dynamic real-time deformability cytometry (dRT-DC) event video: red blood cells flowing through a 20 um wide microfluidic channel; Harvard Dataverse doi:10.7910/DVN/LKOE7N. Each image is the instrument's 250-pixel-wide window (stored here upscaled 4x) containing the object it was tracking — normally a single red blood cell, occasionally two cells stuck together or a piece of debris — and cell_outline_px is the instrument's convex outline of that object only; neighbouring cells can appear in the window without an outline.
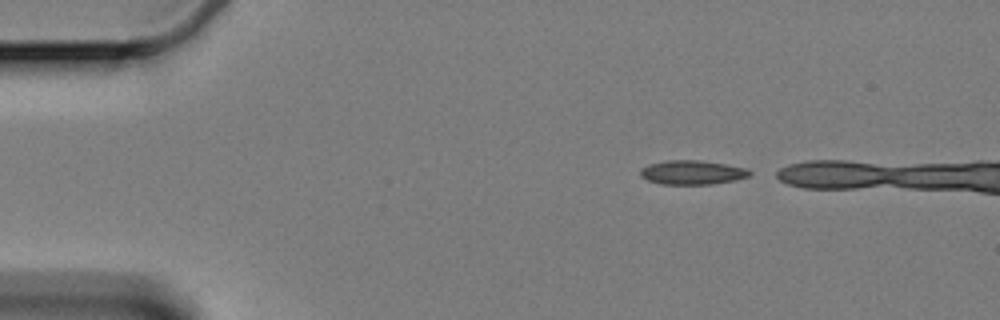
{"species": "Egyptian fruit bat (a non-hibernating species)", "species_latin": "Rousettus aegyptiacus", "temperature_condition": "cold", "stored_images_in_passage": 6, "camera_frame_rate_fps": 3000, "um_per_image_px": 0.085, "animal": {"sex": "female"}, "frame": {"image": 1, "passage_image": 1, "time_ms": 0.0, "image_size_px": [1000, 320], "cell_outline_px": [[752, 172], [748, 176], [736, 180], [712, 184], [660, 184], [648, 180], [640, 176], [640, 168], [648, 164], [664, 160], [700, 160], [748, 168]], "centroid_in_image_um": [58.82, 14.65], "position_along_channel_um": 26.2, "area_um2": 15.49}}